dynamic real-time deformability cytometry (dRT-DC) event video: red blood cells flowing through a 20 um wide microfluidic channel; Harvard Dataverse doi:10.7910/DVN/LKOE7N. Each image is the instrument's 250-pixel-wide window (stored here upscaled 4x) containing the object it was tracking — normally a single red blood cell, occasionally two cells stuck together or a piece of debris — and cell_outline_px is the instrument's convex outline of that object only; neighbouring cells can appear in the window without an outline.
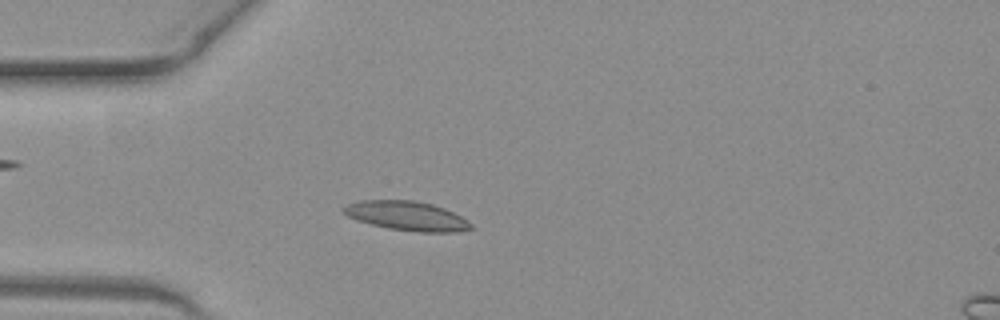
{"species": "common noctule bat (a hibernating species)", "species_latin": "Nyctalus noctula", "temperature_condition": "warm", "stored_images_in_passage": 42, "camera_frame_rate_fps": 3000, "um_per_image_px": 0.085, "animal": {"sex": "female", "body_mass_g": 19.3, "forearm_length_mm": 54.1}, "frame": {"image": 1, "passage_image": 6, "time_ms": 1.667, "image_size_px": [1000, 320], "cell_outline_px": [[472, 228], [460, 232], [416, 232], [388, 228], [356, 220], [348, 216], [340, 208], [348, 204], [360, 200], [412, 200], [432, 204], [444, 208], [468, 220], [472, 224]], "centroid_in_image_um": [34.58, 18.35], "position_along_channel_um": 50.4, "area_um2": 21.73}}
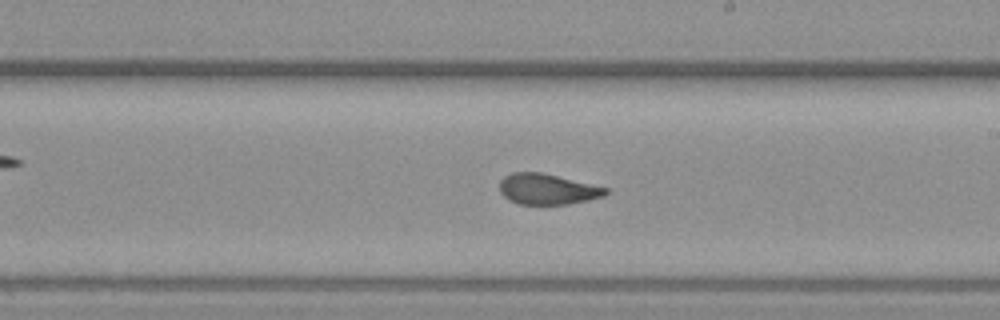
{"frame": {"image": 2, "passage_image": 21, "time_ms": 6.667, "image_size_px": [1000, 320], "cell_outline_px": [[608, 192], [604, 196], [588, 200], [568, 204], [520, 204], [508, 200], [500, 192], [500, 180], [504, 176], [512, 172], [540, 172], [608, 188]], "centroid_in_image_um": [46.5, 16.08], "position_along_channel_um": 242.5, "area_um2": 18.84}}
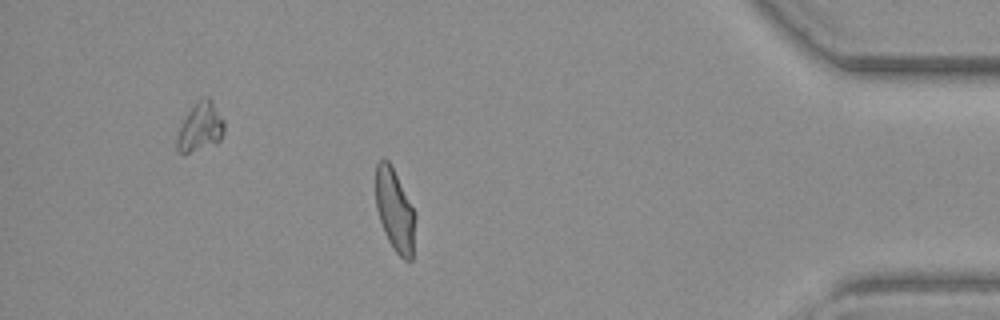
{"frame": {"image": 3, "passage_image": 36, "time_ms": 11.667, "image_size_px": [1000, 320], "cell_outline_px": [[416, 216], [412, 260], [404, 260], [392, 248], [384, 232], [376, 208], [376, 164], [384, 156], [388, 160], [416, 212]], "centroid_in_image_um": [33.57, 17.89], "position_along_channel_um": 401.6, "area_um2": 19.07}, "authors_computed_cell_mechanics": {"area_um2": 19.5653, "velocity_mm_per_s": 4.0643, "shape_relaxation_time_tau1_ms": 7.5965, "shape_relaxation_time_tau2_ms": 1.0516, "deformation_change_tau1": 0.2419, "deformation_change_tau2": 0.0706}}